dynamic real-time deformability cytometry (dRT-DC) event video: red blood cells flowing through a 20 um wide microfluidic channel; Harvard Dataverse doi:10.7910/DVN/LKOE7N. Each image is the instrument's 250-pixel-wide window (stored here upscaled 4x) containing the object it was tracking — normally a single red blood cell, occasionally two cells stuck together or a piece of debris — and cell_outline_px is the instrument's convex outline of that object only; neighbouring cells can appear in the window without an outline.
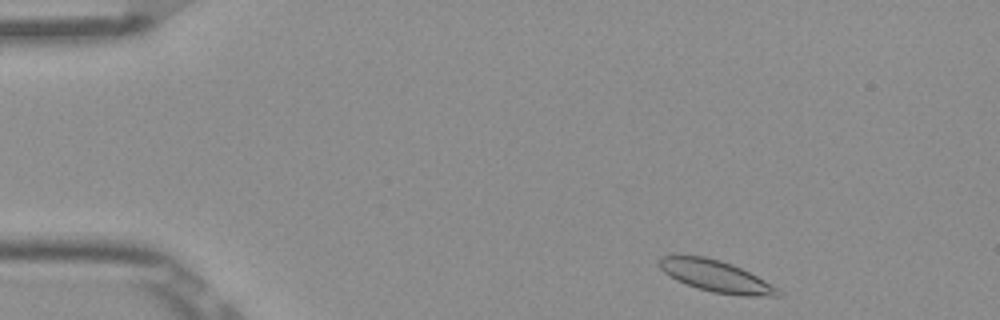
{"species": "Egyptian fruit bat (a non-hibernating species)", "species_latin": "Rousettus aegyptiacus", "temperature_condition": "room temperature", "stored_images_in_passage": 48, "camera_frame_rate_fps": 3000, "um_per_image_px": 0.085, "frame": {"image": 1, "passage_image": 2, "time_ms": 0.333, "image_size_px": [1000, 320], "cell_outline_px": [[780, 296], [740, 296], [712, 292], [676, 280], [664, 272], [656, 264], [664, 256], [704, 256], [720, 260], [732, 264], [780, 288]], "centroid_in_image_um": [60.88, 23.49], "position_along_channel_um": 24.1, "area_um2": 21.56}}
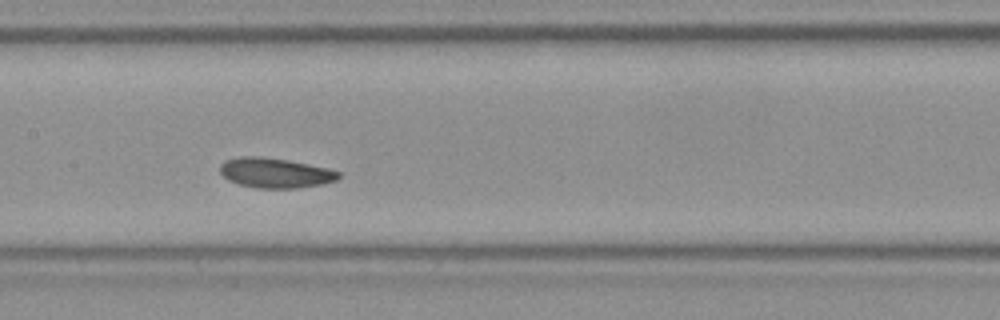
{"frame": {"image": 2, "passage_image": 21, "time_ms": 6.667, "image_size_px": [1000, 320], "cell_outline_px": [[340, 176], [336, 180], [324, 184], [296, 188], [256, 188], [240, 184], [228, 180], [220, 172], [220, 164], [224, 160], [236, 156], [264, 156], [288, 160], [328, 168], [340, 172]], "centroid_in_image_um": [23.37, 14.68], "position_along_channel_um": 184.0, "area_um2": 20.87}}
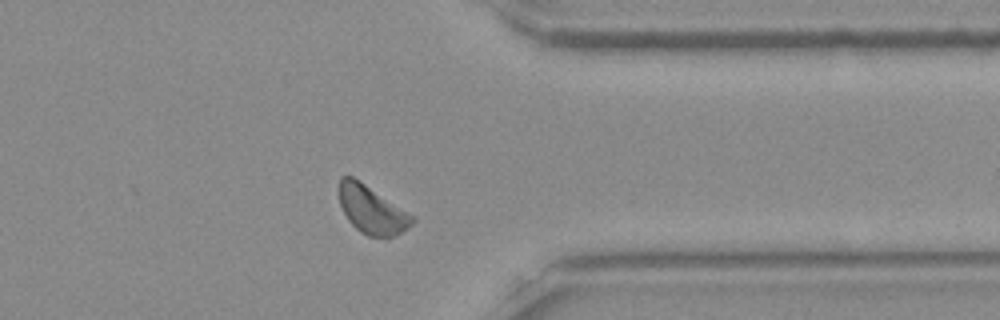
{"frame": {"image": 3, "passage_image": 37, "time_ms": 12.0, "image_size_px": [1000, 320], "cell_outline_px": [[416, 220], [412, 224], [400, 232], [392, 236], [368, 236], [360, 232], [348, 220], [340, 204], [336, 188], [340, 176], [352, 176], [412, 216]], "centroid_in_image_um": [31.5, 17.81], "position_along_channel_um": 379.9, "area_um2": 19.88}, "authors_computed_cell_mechanics": {"area_um2": 20.23, "velocity_mm_per_s": 3.809, "shape_relaxation_time_tau1_ms": 2.8065, "shape_relaxation_time_tau2_ms": null, "deformation_change_tau1": 0.0543, "deformation_change_tau2": null}}